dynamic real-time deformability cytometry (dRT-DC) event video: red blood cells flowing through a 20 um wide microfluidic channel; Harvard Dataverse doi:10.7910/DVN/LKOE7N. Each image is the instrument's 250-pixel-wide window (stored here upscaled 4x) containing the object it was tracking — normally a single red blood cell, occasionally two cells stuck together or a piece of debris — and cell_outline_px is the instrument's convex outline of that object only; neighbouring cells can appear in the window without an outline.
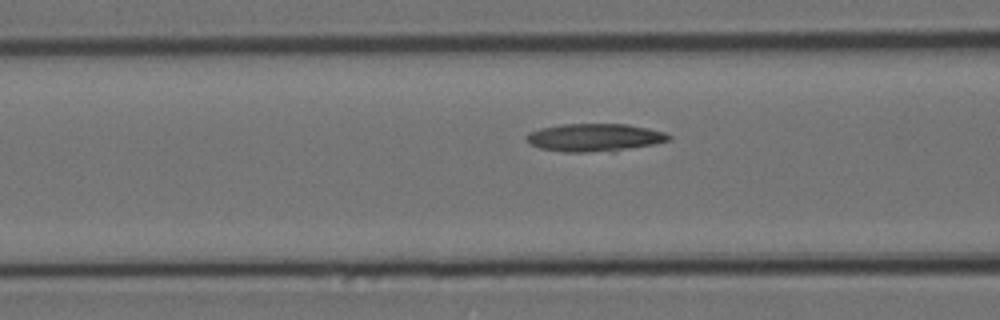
{"species": "Egyptian fruit bat (a non-hibernating species)", "species_latin": "Rousettus aegyptiacus", "temperature_condition": "cold", "stored_images_in_passage": 40, "camera_frame_rate_fps": 3000, "um_per_image_px": 0.085, "animal": {"sex": "female"}, "frame": {"image": 1, "passage_image": 17, "time_ms": 5.333, "image_size_px": [1000, 320], "cell_outline_px": [[672, 140], [612, 152], [564, 152], [540, 148], [528, 144], [524, 136], [528, 132], [540, 128], [560, 124], [628, 124], [648, 128], [664, 132], [672, 136]], "centroid_in_image_um": [50.51, 11.69], "position_along_channel_um": 116.1, "area_um2": 23.47}}
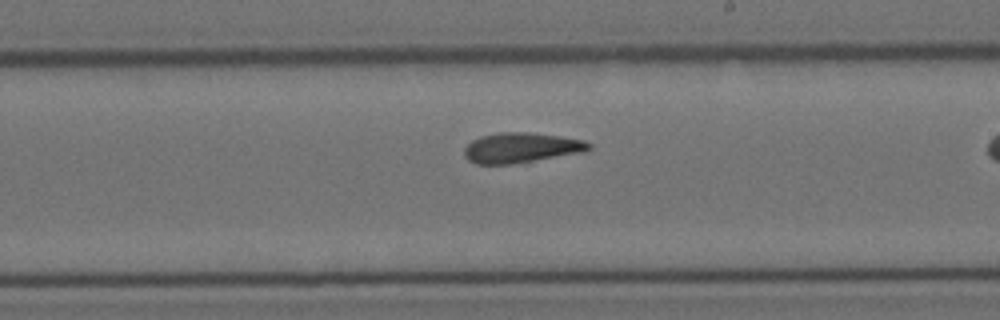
{"frame": {"image": 2, "passage_image": 28, "time_ms": 9.0, "image_size_px": [1000, 320], "cell_outline_px": [[592, 148], [584, 152], [508, 164], [476, 164], [468, 160], [464, 156], [464, 148], [472, 140], [480, 136], [500, 132], [528, 132], [560, 136], [584, 140], [592, 144]], "centroid_in_image_um": [44.29, 12.55], "position_along_channel_um": 244.7, "area_um2": 21.79}}
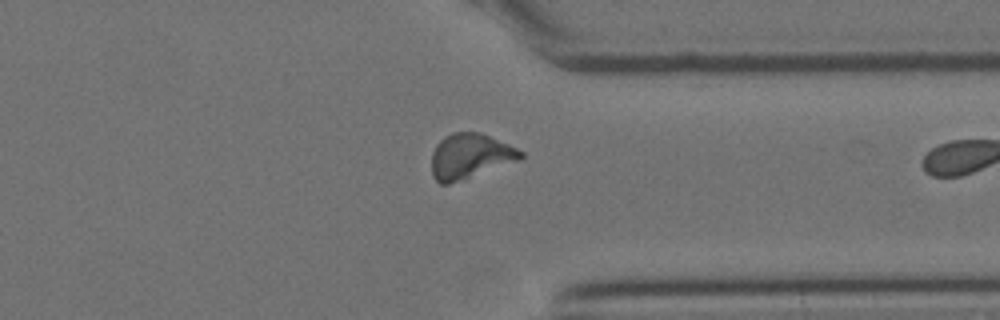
{"frame": {"image": 3, "passage_image": 39, "time_ms": 12.667, "image_size_px": [1000, 320], "cell_outline_px": [[524, 156], [520, 160], [464, 180], [448, 184], [440, 184], [432, 176], [432, 152], [436, 144], [444, 136], [452, 132], [480, 132], [508, 144], [524, 152]], "centroid_in_image_um": [39.94, 13.28], "position_along_channel_um": 371.5, "area_um2": 23.58}}